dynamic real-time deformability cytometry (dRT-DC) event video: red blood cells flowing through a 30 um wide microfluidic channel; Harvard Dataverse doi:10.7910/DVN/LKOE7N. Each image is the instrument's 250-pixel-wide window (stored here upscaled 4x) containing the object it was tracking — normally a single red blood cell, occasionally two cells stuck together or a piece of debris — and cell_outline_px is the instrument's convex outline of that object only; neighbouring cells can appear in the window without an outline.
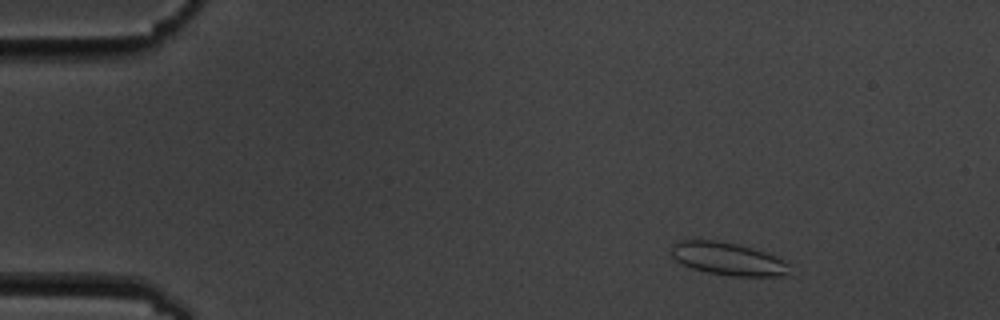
{"species": "common noctule bat (a hibernating species)", "species_latin": "Nyctalus noctula", "temperature_condition": "cold", "stored_images_in_passage": 5, "camera_frame_rate_fps": 3000, "um_per_image_px": 0.085, "animal": {"sex": "male", "body_mass_g": 19.5, "forearm_length_mm": 54.6}, "frame": {"image": 1, "passage_image": 3, "time_ms": 2.333, "image_size_px": [1000, 320], "cell_outline_px": [[788, 272], [784, 276], [732, 276], [708, 272], [692, 268], [676, 260], [672, 256], [672, 248], [680, 240], [716, 240], [736, 244], [752, 248], [764, 252], [788, 264]], "centroid_in_image_um": [61.85, 22.0], "position_along_channel_um": 23.2, "area_um2": 21.96}}